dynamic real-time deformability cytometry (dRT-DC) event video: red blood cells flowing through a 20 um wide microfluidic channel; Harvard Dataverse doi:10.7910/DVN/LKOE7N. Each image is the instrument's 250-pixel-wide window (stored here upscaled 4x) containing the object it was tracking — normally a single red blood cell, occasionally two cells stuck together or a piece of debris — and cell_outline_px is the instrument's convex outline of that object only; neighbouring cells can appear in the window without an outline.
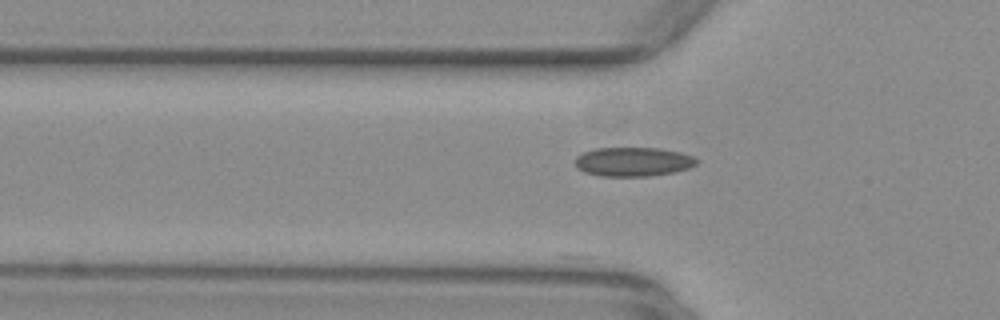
{"species": "common noctule bat (a hibernating species)", "species_latin": "Nyctalus noctula", "temperature_condition": "warm", "stored_images_in_passage": 9, "camera_frame_rate_fps": 3000, "um_per_image_px": 0.085, "animal": {"sex": "female", "body_mass_g": 29.2, "forearm_length_mm": 56.3}, "frame": {"image": 1, "passage_image": 2, "time_ms": 0.333, "image_size_px": [1000, 320], "cell_outline_px": [[700, 160], [696, 164], [688, 168], [676, 172], [652, 176], [600, 176], [584, 172], [576, 168], [576, 156], [584, 152], [596, 148], [660, 148], [680, 152], [692, 156]], "centroid_in_image_um": [53.83, 13.75], "position_along_channel_um": 72.0, "area_um2": 20.75}}
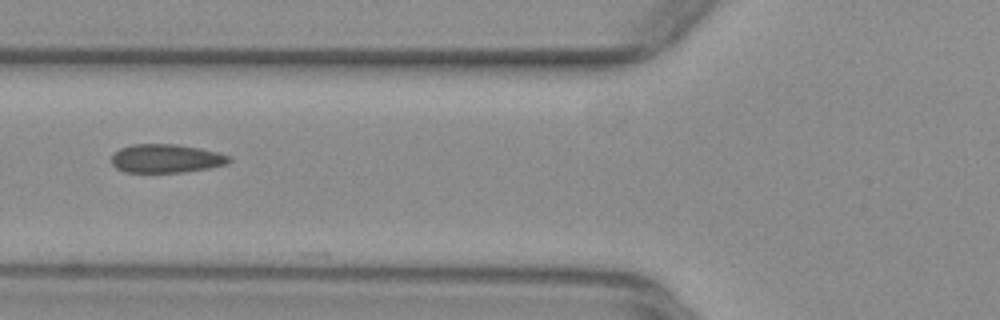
{"frame": {"image": 2, "passage_image": 5, "time_ms": 1.333, "image_size_px": [1000, 320], "cell_outline_px": [[232, 160], [228, 164], [208, 168], [184, 172], [124, 172], [116, 168], [112, 164], [112, 156], [120, 148], [132, 144], [176, 144], [200, 148], [220, 152], [228, 156]], "centroid_in_image_um": [14.14, 13.47], "position_along_channel_um": 111.7, "area_um2": 19.65}}
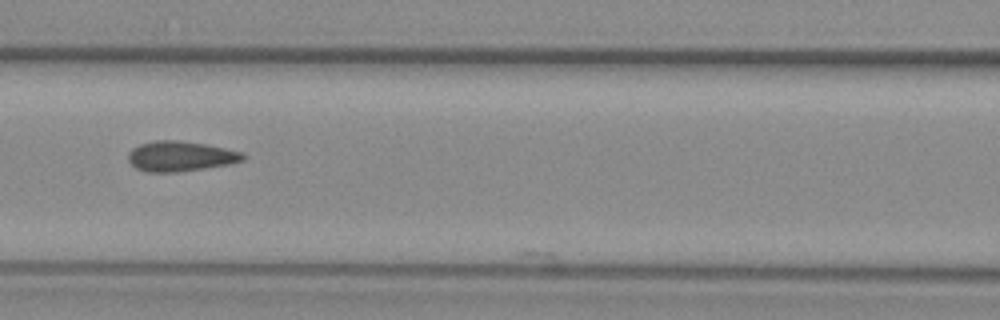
{"frame": {"image": 3, "passage_image": 8, "time_ms": 2.333, "image_size_px": [1000, 320], "cell_outline_px": [[244, 160], [228, 164], [204, 168], [176, 172], [148, 172], [136, 168], [128, 160], [128, 152], [132, 148], [140, 144], [156, 140], [176, 140], [204, 144], [244, 152]], "centroid_in_image_um": [15.31, 13.28], "position_along_channel_um": 151.3, "area_um2": 20.0}}